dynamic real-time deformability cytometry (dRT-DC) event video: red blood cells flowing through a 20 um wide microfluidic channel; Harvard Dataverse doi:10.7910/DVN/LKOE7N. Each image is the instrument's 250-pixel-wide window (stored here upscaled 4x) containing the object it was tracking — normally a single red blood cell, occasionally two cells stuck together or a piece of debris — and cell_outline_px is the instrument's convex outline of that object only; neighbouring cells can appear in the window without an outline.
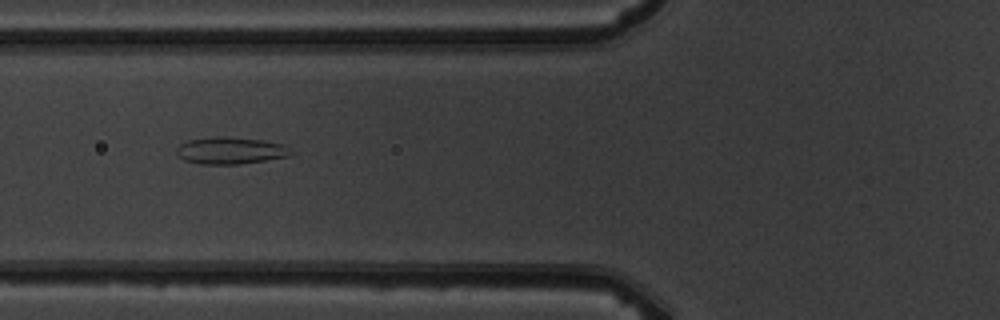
{"species": "common noctule bat (a hibernating species)", "species_latin": "Nyctalus noctula", "temperature_condition": "warm", "stored_images_in_passage": 9, "camera_frame_rate_fps": 3000, "um_per_image_px": 0.085, "animal": {"sex": "male", "body_mass_g": 19.5, "forearm_length_mm": 54.6}, "frame": {"image": 1, "passage_image": 6, "time_ms": 5.667, "image_size_px": [1000, 320], "cell_outline_px": [[296, 152], [288, 156], [240, 164], [200, 164], [184, 160], [176, 152], [176, 148], [180, 144], [188, 140], [212, 136], [220, 136], [260, 140], [284, 144]], "centroid_in_image_um": [19.59, 12.79], "position_along_channel_um": 106.2, "area_um2": 17.98}}
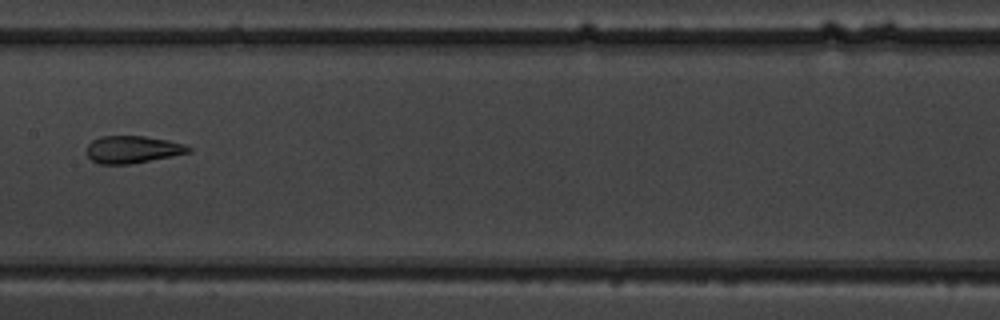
{"frame": {"image": 2, "passage_image": 8, "time_ms": 8.0, "image_size_px": [1000, 320], "cell_outline_px": [[192, 152], [172, 156], [128, 164], [100, 164], [92, 160], [88, 156], [88, 144], [92, 140], [100, 136], [144, 136], [168, 140], [184, 144], [192, 148]], "centroid_in_image_um": [11.29, 12.7], "position_along_channel_um": 196.1, "area_um2": 16.13}}
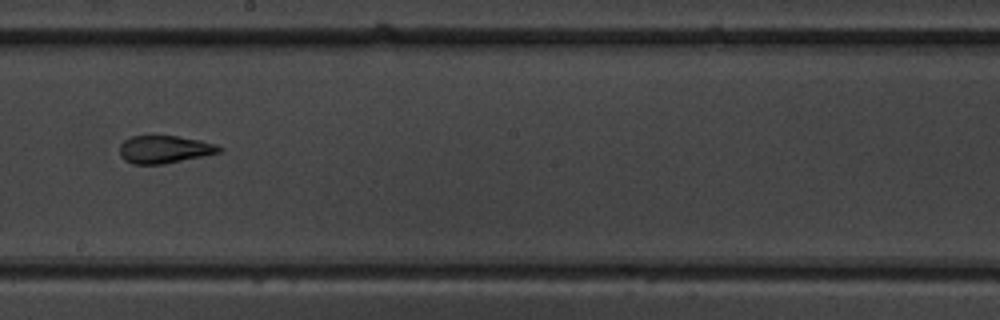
{"frame": {"image": 3, "passage_image": 9, "time_ms": 9.0, "image_size_px": [1000, 320], "cell_outline_px": [[224, 148], [220, 152], [164, 164], [132, 164], [124, 160], [120, 156], [120, 144], [124, 140], [132, 136], [176, 136], [200, 140], [216, 144]], "centroid_in_image_um": [13.96, 12.7], "position_along_channel_um": 234.2, "area_um2": 16.01}}